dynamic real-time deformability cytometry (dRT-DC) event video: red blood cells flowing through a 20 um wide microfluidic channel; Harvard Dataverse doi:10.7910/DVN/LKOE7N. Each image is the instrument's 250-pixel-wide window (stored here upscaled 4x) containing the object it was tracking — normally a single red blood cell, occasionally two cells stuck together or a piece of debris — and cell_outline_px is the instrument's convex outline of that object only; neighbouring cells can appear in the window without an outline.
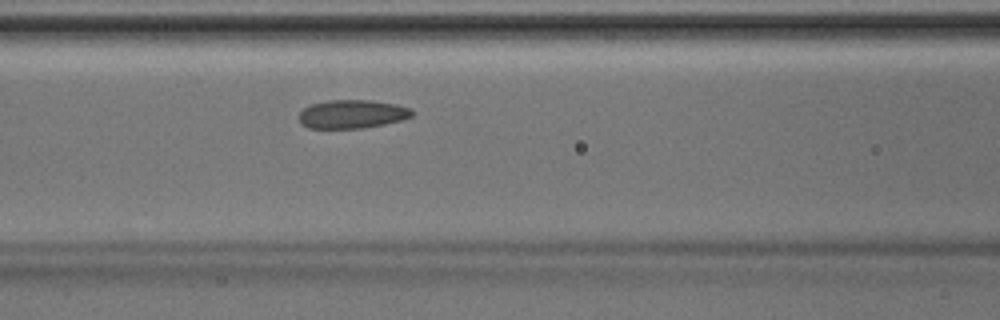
{"species": "Egyptian fruit bat (a non-hibernating species)", "species_latin": "Rousettus aegyptiacus", "temperature_condition": "room temperature", "stored_images_in_passage": 26, "camera_frame_rate_fps": 3000, "um_per_image_px": 0.085, "animal": {"sex": "male"}, "frame": {"image": 1, "passage_image": 5, "time_ms": 1.333, "image_size_px": [1000, 320], "cell_outline_px": [[416, 112], [412, 116], [400, 120], [384, 124], [364, 128], [308, 128], [300, 124], [300, 112], [304, 108], [312, 104], [328, 100], [372, 100], [396, 104], [408, 108]], "centroid_in_image_um": [29.93, 9.7], "position_along_channel_um": 136.7, "area_um2": 18.79}}
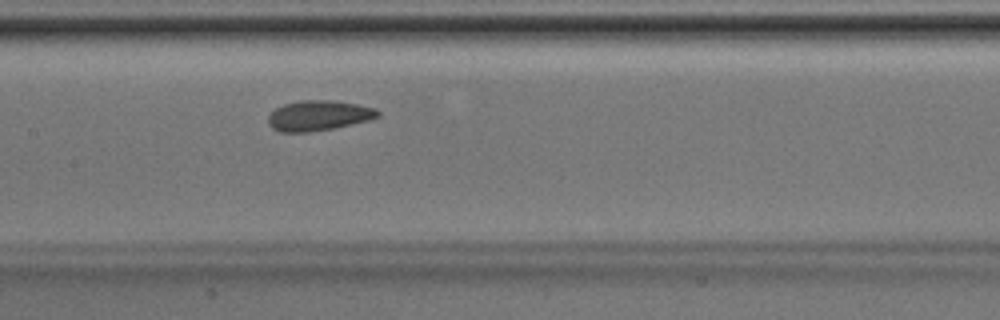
{"frame": {"image": 2, "passage_image": 8, "time_ms": 2.333, "image_size_px": [1000, 320], "cell_outline_px": [[380, 116], [368, 120], [352, 124], [332, 128], [308, 132], [280, 132], [272, 128], [268, 124], [268, 116], [276, 108], [284, 104], [300, 100], [332, 100], [356, 104], [376, 108], [380, 112]], "centroid_in_image_um": [27.07, 9.82], "position_along_channel_um": 180.3, "area_um2": 19.25}}